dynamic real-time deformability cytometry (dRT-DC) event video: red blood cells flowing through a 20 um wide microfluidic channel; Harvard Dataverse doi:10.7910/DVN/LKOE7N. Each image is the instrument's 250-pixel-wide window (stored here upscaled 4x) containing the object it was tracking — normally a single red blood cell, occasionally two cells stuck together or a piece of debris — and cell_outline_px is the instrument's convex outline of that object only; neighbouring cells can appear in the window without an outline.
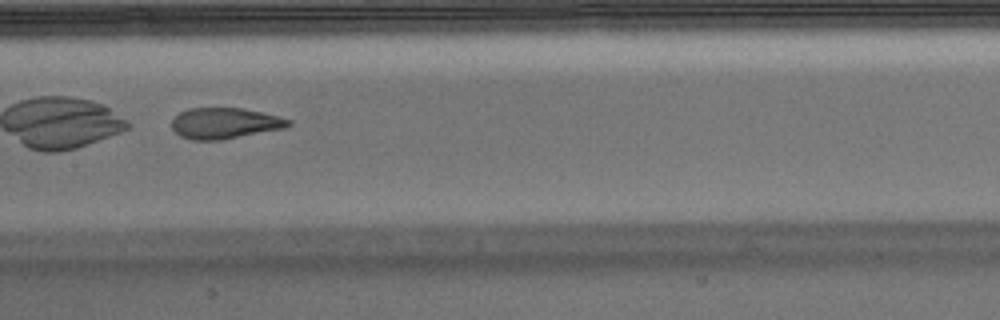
{"species": "Egyptian fruit bat (a non-hibernating species)", "species_latin": "Rousettus aegyptiacus", "temperature_condition": "warm", "stored_images_in_passage": 35, "camera_frame_rate_fps": 3000, "um_per_image_px": 0.085, "animal": {"sex": "male"}, "frame": {"image": 1, "passage_image": 11, "time_ms": 3.333, "image_size_px": [1000, 320], "cell_outline_px": [[292, 124], [284, 128], [220, 140], [192, 140], [180, 136], [172, 128], [172, 120], [180, 112], [188, 108], [244, 108], [280, 116], [292, 120]], "centroid_in_image_um": [19.12, 10.47], "position_along_channel_um": 188.3, "area_um2": 21.04}, "authors_computed_cell_mechanics": {"area_um2": 21.964, "velocity_mm_per_s": 3.8189, "shape_relaxation_time_tau1_ms": 10.2941, "shape_relaxation_time_tau2_ms": 1.1341, "deformation_change_tau1": 0.3022, "deformation_change_tau2": 0.0804}}